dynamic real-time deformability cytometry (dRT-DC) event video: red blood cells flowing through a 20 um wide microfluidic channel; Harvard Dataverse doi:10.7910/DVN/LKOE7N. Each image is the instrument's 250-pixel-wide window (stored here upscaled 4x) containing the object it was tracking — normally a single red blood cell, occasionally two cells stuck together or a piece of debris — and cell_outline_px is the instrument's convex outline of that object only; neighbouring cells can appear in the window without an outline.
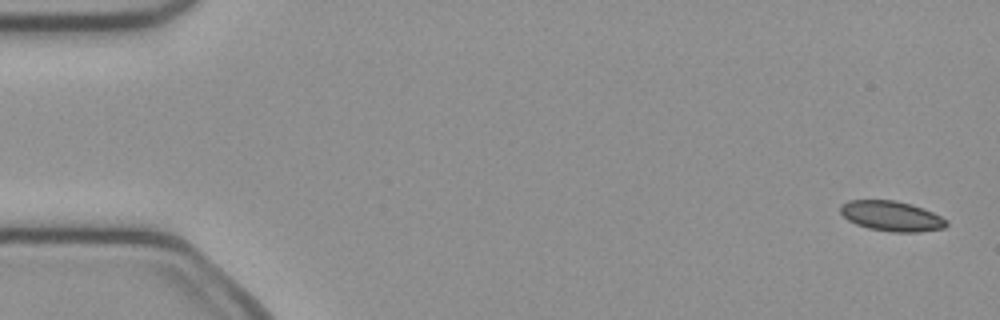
{"species": "common noctule bat (a hibernating species)", "species_latin": "Nyctalus noctula", "temperature_condition": "cold", "stored_images_in_passage": 50, "camera_frame_rate_fps": 3000, "um_per_image_px": 0.085, "animal": {"sex": "female", "body_mass_g": 21.9}, "frame": {"image": 1, "passage_image": 1, "time_ms": 0.0, "image_size_px": [1000, 320], "cell_outline_px": [[948, 224], [944, 228], [920, 232], [892, 232], [868, 228], [856, 224], [848, 220], [840, 212], [840, 204], [848, 200], [896, 200], [912, 204], [924, 208], [948, 220]], "centroid_in_image_um": [75.78, 18.36], "position_along_channel_um": 9.2, "area_um2": 18.79}}
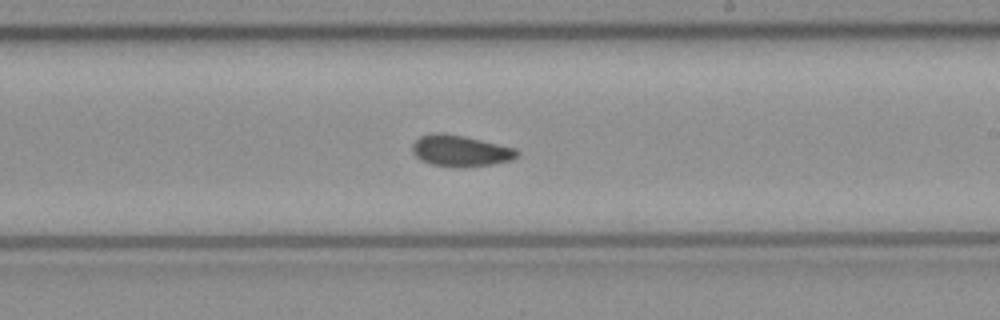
{"frame": {"image": 2, "passage_image": 29, "time_ms": 9.333, "image_size_px": [1000, 320], "cell_outline_px": [[520, 152], [512, 160], [492, 164], [460, 168], [456, 168], [432, 164], [420, 160], [412, 152], [412, 144], [420, 136], [432, 132], [444, 132], [464, 136], [516, 148]], "centroid_in_image_um": [39.11, 12.82], "position_along_channel_um": 249.9, "area_um2": 19.31}}
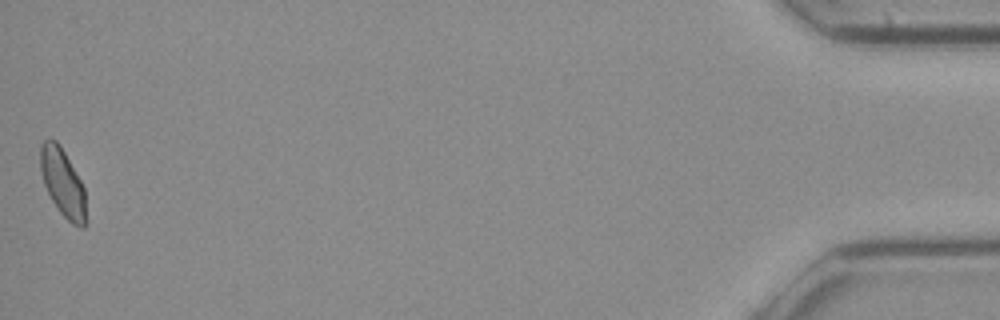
{"frame": {"image": 3, "passage_image": 50, "time_ms": 16.333, "image_size_px": [1000, 320], "cell_outline_px": [[88, 224], [84, 228], [80, 228], [72, 224], [60, 212], [52, 200], [44, 184], [40, 168], [40, 144], [44, 140], [56, 140], [60, 144], [80, 180], [84, 188]], "centroid_in_image_um": [5.36, 15.58], "position_along_channel_um": 429.8, "area_um2": 18.15}, "authors_computed_cell_mechanics": {"area_um2": 18.8139, "velocity_mm_per_s": 4.028, "shape_relaxation_time_tau1_ms": 9.1889, "shape_relaxation_time_tau2_ms": 3.5703, "deformation_change_tau1": 0.1261, "deformation_change_tau2": 0.0787}}